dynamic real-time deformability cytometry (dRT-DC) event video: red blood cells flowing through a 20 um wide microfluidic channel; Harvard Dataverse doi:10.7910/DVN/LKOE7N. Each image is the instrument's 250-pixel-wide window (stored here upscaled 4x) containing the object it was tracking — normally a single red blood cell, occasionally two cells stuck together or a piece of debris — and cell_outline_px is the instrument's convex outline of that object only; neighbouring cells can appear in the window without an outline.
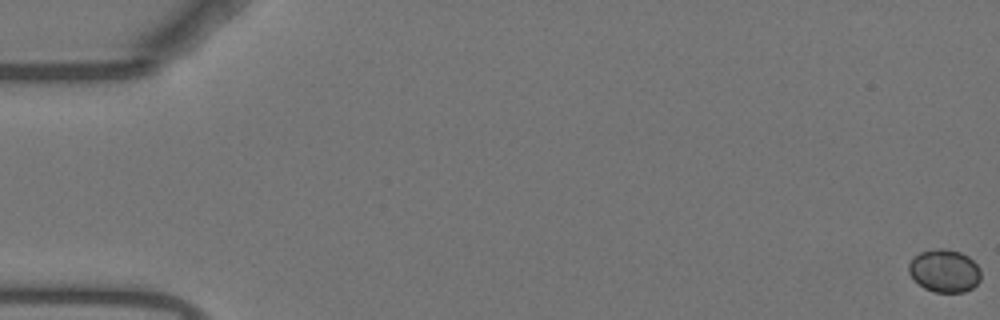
{"species": "Egyptian fruit bat (a non-hibernating species)", "species_latin": "Rousettus aegyptiacus", "temperature_condition": "warm", "stored_images_in_passage": 56, "camera_frame_rate_fps": 3000, "um_per_image_px": 0.085, "animal": {"sex": "female"}, "frame": {"image": 1, "passage_image": 1, "time_ms": 0.0, "image_size_px": [1000, 320], "cell_outline_px": [[980, 280], [972, 288], [964, 292], [936, 292], [924, 288], [908, 272], [908, 264], [920, 252], [936, 248], [944, 248], [960, 252], [968, 256], [980, 268]], "centroid_in_image_um": [80.29, 23.01], "position_along_channel_um": 4.7, "area_um2": 17.86}}
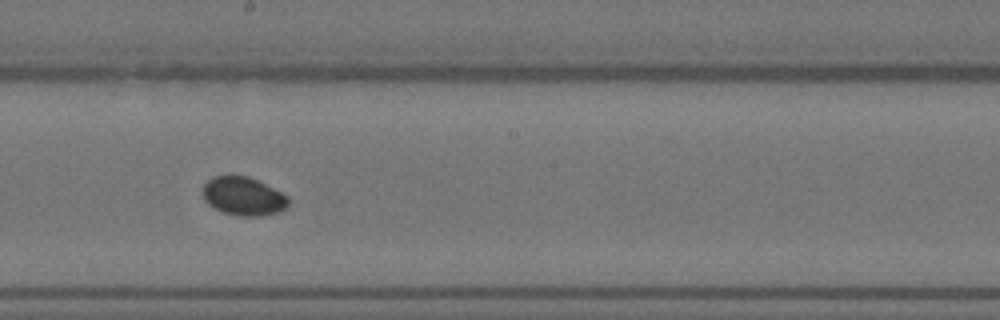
{"frame": {"image": 2, "passage_image": 32, "time_ms": 10.333, "image_size_px": [1000, 320], "cell_outline_px": [[288, 204], [280, 212], [260, 216], [240, 216], [224, 212], [212, 208], [204, 200], [204, 184], [208, 180], [216, 176], [232, 172], [248, 176], [288, 196]], "centroid_in_image_um": [20.65, 16.65], "position_along_channel_um": 227.5, "area_um2": 19.36}}
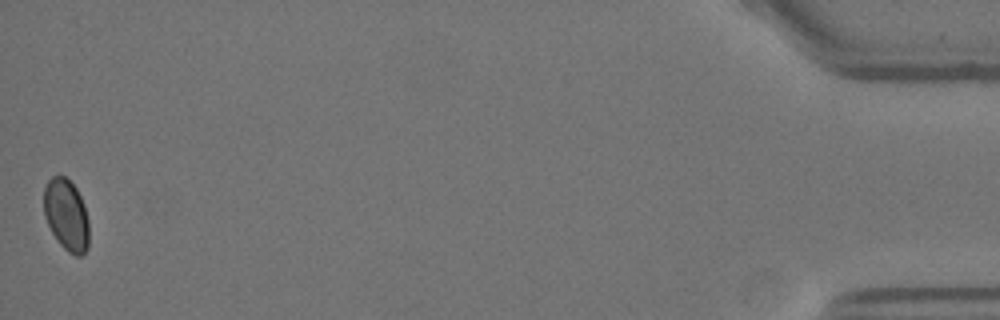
{"frame": {"image": 3, "passage_image": 56, "time_ms": 18.333, "image_size_px": [1000, 320], "cell_outline_px": [[88, 248], [80, 256], [76, 256], [68, 252], [60, 244], [52, 232], [44, 216], [44, 188], [48, 180], [52, 176], [64, 176], [76, 188], [84, 204], [88, 220]], "centroid_in_image_um": [5.64, 18.27], "position_along_channel_um": 429.6, "area_um2": 18.73}}